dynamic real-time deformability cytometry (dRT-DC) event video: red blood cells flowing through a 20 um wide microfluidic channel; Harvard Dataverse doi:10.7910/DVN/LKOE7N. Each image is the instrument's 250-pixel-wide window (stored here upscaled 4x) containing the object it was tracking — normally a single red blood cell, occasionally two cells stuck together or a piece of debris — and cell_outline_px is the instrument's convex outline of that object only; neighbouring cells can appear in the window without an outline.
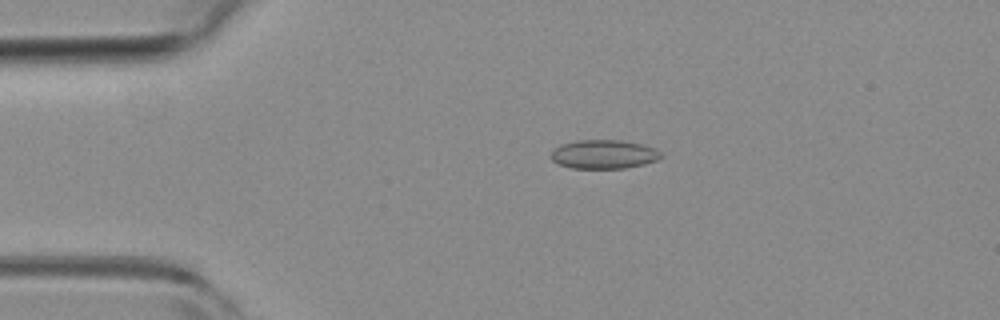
{"species": "common noctule bat (a hibernating species)", "species_latin": "Nyctalus noctula", "temperature_condition": "room temperature", "stored_images_in_passage": 3, "camera_frame_rate_fps": 3000, "um_per_image_px": 0.085, "animal": {"sex": "female", "body_mass_g": 19.3, "forearm_length_mm": 54.1}, "frame": {"image": 1, "passage_image": 2, "time_ms": 0.333, "image_size_px": [1000, 320], "cell_outline_px": [[664, 156], [660, 160], [644, 164], [624, 168], [572, 168], [560, 164], [552, 160], [548, 156], [552, 148], [560, 144], [576, 140], [620, 140], [644, 144], [656, 148]], "centroid_in_image_um": [51.32, 13.1], "position_along_channel_um": 33.7, "area_um2": 18.9}}